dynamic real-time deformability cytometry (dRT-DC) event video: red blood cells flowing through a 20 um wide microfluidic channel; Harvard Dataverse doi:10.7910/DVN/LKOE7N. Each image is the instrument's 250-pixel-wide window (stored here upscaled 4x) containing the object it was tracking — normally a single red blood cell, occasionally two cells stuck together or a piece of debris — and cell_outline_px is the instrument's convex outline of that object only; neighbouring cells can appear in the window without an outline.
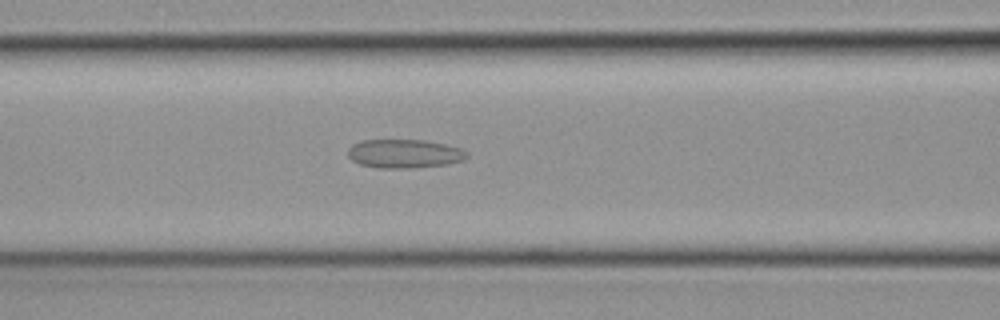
{"species": "common noctule bat (a hibernating species)", "species_latin": "Nyctalus noctula", "temperature_condition": "cold", "stored_images_in_passage": 36, "camera_frame_rate_fps": 3000, "um_per_image_px": 0.085, "animal": {"sex": "female", "body_mass_g": 19.3, "forearm_length_mm": 54.1}, "frame": {"image": 1, "passage_image": 7, "time_ms": 2.0, "image_size_px": [1000, 320], "cell_outline_px": [[468, 156], [464, 160], [448, 164], [408, 168], [376, 168], [360, 164], [352, 160], [348, 156], [348, 148], [352, 144], [364, 140], [424, 140], [444, 144], [460, 148], [468, 152]], "centroid_in_image_um": [34.36, 13.06], "position_along_channel_um": 132.2, "area_um2": 19.94}}
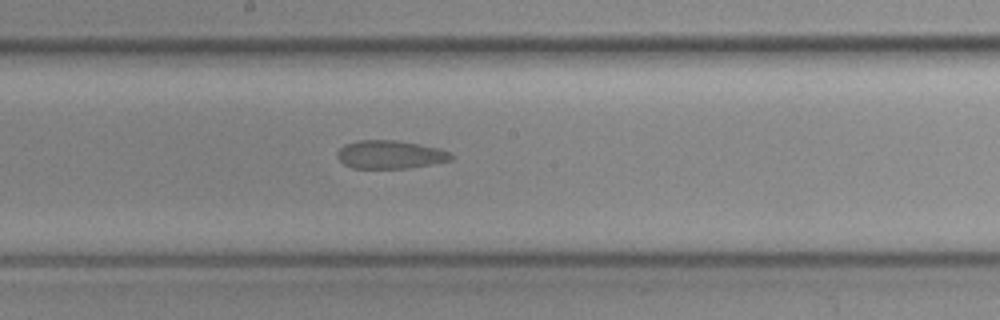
{"frame": {"image": 2, "passage_image": 13, "time_ms": 4.0, "image_size_px": [1000, 320], "cell_outline_px": [[452, 160], [404, 168], [352, 168], [344, 164], [336, 156], [336, 152], [344, 144], [356, 140], [396, 140], [420, 144], [440, 148], [448, 152], [452, 156]], "centroid_in_image_um": [33.11, 13.12], "position_along_channel_um": 215.1, "area_um2": 18.67}}
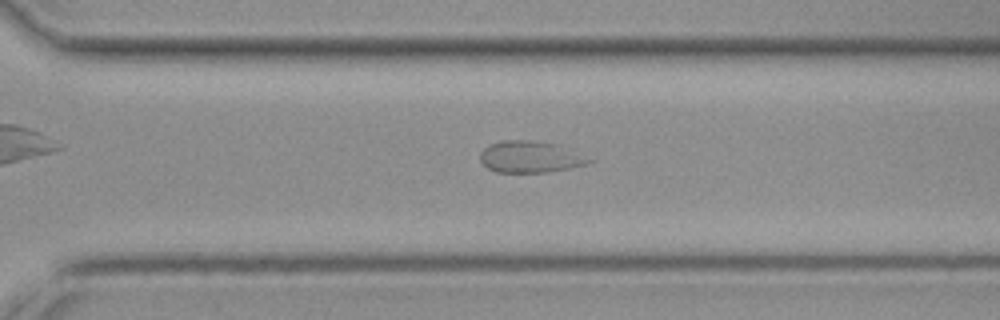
{"frame": {"image": 3, "passage_image": 21, "time_ms": 6.667, "image_size_px": [1000, 320], "cell_outline_px": [[592, 160], [588, 164], [568, 168], [544, 172], [496, 172], [488, 168], [480, 160], [480, 152], [484, 148], [500, 140], [528, 140], [556, 144]], "centroid_in_image_um": [44.99, 13.33], "position_along_channel_um": 325.6, "area_um2": 19.54}}